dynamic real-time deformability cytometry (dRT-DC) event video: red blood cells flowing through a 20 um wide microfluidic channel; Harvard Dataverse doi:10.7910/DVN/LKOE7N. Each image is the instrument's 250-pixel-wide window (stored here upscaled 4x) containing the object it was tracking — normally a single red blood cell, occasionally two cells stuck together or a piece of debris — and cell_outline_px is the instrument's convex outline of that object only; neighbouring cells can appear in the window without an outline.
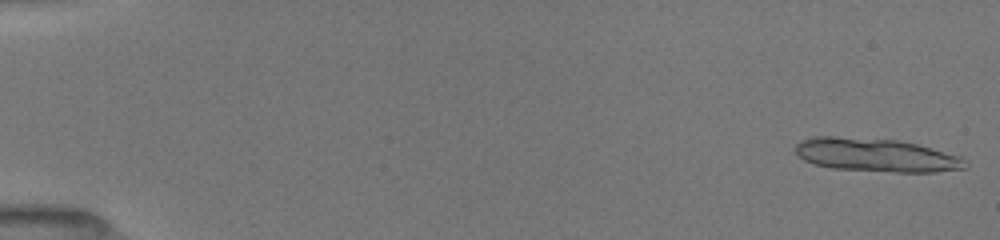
{"species": "common noctule bat (a hibernating species)", "species_latin": "Nyctalus noctula", "temperature_condition": "room temperature", "stored_images_in_passage": 15, "camera_frame_rate_fps": 3000, "um_per_image_px": 0.085, "animal": {"sex": "female", "body_mass_g": 19.5, "forearm_length_mm": 54.1}, "frame": {"image": 1, "passage_image": 1, "time_ms": 0.0, "image_size_px": [1000, 240], "cell_outline_px": [[968, 168], [936, 172], [896, 172], [832, 168], [812, 164], [804, 160], [792, 148], [800, 140], [812, 136], [836, 136], [900, 140], [916, 144], [960, 156], [968, 160]], "centroid_in_image_um": [74.46, 13.18], "position_along_channel_um": 10.5, "area_um2": 33.41}}